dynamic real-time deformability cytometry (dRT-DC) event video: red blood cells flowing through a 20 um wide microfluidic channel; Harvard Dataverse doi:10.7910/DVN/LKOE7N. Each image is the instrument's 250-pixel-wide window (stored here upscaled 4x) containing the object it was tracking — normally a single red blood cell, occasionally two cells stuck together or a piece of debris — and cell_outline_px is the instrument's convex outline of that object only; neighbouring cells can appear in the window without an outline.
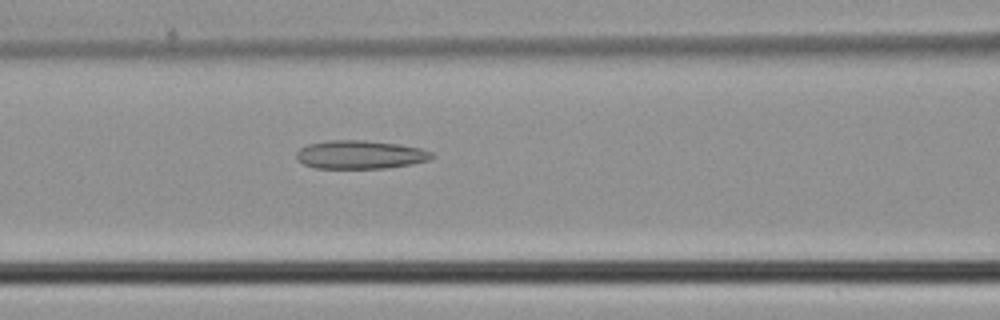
{"species": "common noctule bat (a hibernating species)", "species_latin": "Nyctalus noctula", "temperature_condition": "cold", "stored_images_in_passage": 47, "camera_frame_rate_fps": 3000, "um_per_image_px": 0.085, "animal": {"sex": "male", "body_mass_g": 21.5, "forearm_length_mm": 52.0}, "frame": {"image": 1, "passage_image": 20, "time_ms": 6.333, "image_size_px": [1000, 320], "cell_outline_px": [[436, 156], [428, 160], [412, 164], [388, 168], [316, 168], [304, 164], [296, 160], [296, 152], [300, 148], [308, 144], [328, 140], [364, 140], [400, 144], [420, 148], [432, 152]], "centroid_in_image_um": [30.62, 13.14], "position_along_channel_um": 136.0, "area_um2": 22.6}}
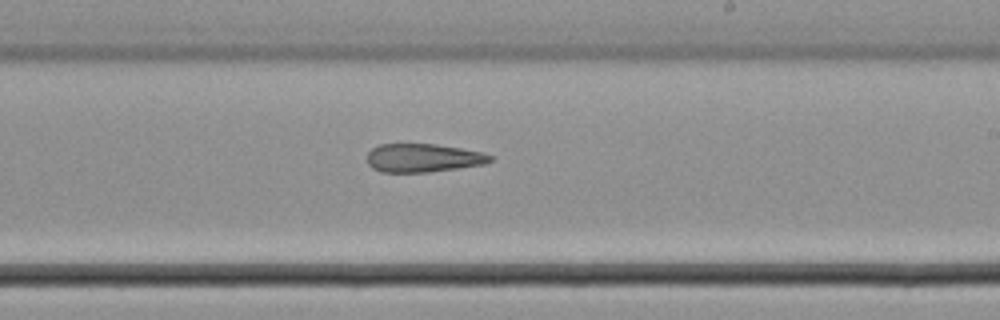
{"frame": {"image": 2, "passage_image": 28, "time_ms": 9.0, "image_size_px": [1000, 320], "cell_outline_px": [[492, 160], [484, 164], [428, 172], [380, 172], [372, 168], [368, 164], [368, 152], [372, 148], [380, 144], [436, 144], [484, 152], [492, 156]], "centroid_in_image_um": [35.95, 13.42], "position_along_channel_um": 253.0, "area_um2": 20.35}}
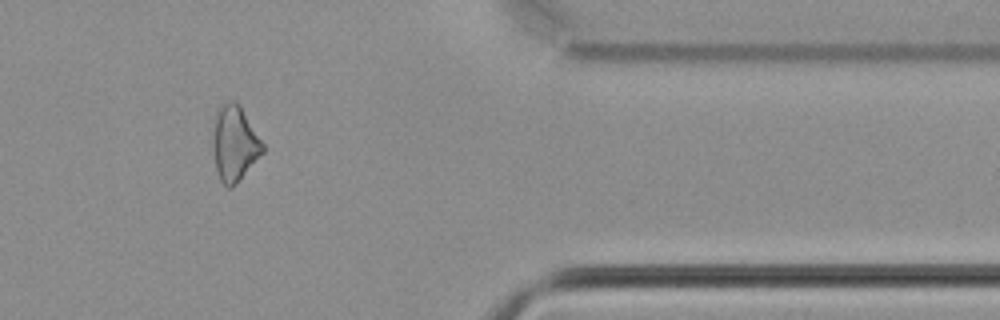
{"frame": {"image": 3, "passage_image": 39, "time_ms": 12.667, "image_size_px": [1000, 320], "cell_outline_px": [[264, 152], [236, 184], [232, 188], [228, 188], [220, 180], [216, 168], [212, 148], [212, 136], [216, 112], [224, 104], [232, 100], [236, 100], [240, 104], [264, 144]], "centroid_in_image_um": [19.94, 12.2], "position_along_channel_um": 391.5, "area_um2": 21.96}}